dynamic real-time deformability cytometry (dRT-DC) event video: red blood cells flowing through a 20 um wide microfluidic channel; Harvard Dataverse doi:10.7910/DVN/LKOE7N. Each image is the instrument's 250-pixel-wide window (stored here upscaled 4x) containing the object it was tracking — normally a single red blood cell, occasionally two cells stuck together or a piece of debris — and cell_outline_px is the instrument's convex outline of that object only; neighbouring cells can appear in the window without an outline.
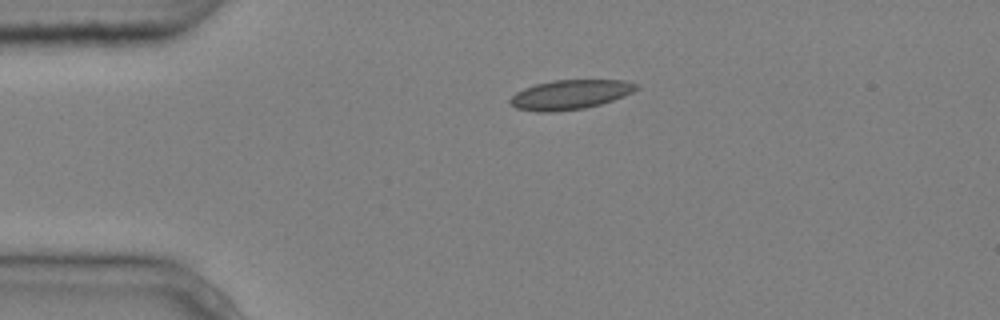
{"species": "common noctule bat (a hibernating species)", "species_latin": "Nyctalus noctula", "temperature_condition": "cold", "stored_images_in_passage": 2, "camera_frame_rate_fps": 3000, "um_per_image_px": 0.085, "animal": {"sex": "male", "body_mass_g": 20.4}, "frame": {"image": 1, "passage_image": 1, "time_ms": 0.0, "image_size_px": [1000, 320], "cell_outline_px": [[640, 88], [624, 96], [600, 104], [584, 108], [556, 112], [536, 112], [516, 108], [508, 104], [508, 100], [516, 92], [524, 88], [536, 84], [552, 80], [624, 80], [640, 84]], "centroid_in_image_um": [48.45, 8.04], "position_along_channel_um": 36.6, "area_um2": 21.91}}